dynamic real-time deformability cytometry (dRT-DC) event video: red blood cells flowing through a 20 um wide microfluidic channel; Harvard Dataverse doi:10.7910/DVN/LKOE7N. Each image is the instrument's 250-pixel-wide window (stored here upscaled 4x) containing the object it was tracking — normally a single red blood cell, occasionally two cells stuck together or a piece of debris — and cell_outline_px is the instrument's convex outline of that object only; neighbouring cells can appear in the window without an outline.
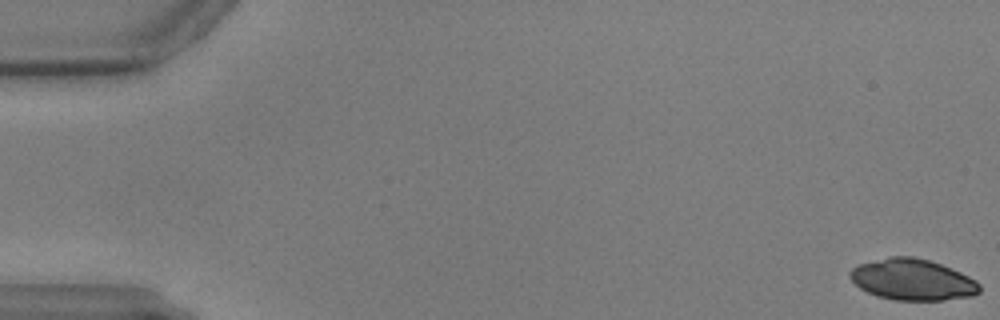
{"species": "common noctule bat (a hibernating species)", "species_latin": "Nyctalus noctula", "temperature_condition": "warm", "stored_images_in_passage": 12, "camera_frame_rate_fps": 3000, "um_per_image_px": 0.085, "animal": {"sex": "male", "body_mass_g": 17.9, "forearm_length_mm": 54.2}, "frame": {"image": 1, "passage_image": 1, "time_ms": 0.0, "image_size_px": [1000, 320], "cell_outline_px": [[980, 292], [972, 296], [944, 300], [896, 300], [876, 296], [860, 288], [848, 276], [848, 272], [852, 268], [860, 264], [892, 256], [912, 256], [928, 260], [940, 264], [960, 272], [976, 280], [980, 284]], "centroid_in_image_um": [77.57, 23.78], "position_along_channel_um": 7.4, "area_um2": 30.98}}